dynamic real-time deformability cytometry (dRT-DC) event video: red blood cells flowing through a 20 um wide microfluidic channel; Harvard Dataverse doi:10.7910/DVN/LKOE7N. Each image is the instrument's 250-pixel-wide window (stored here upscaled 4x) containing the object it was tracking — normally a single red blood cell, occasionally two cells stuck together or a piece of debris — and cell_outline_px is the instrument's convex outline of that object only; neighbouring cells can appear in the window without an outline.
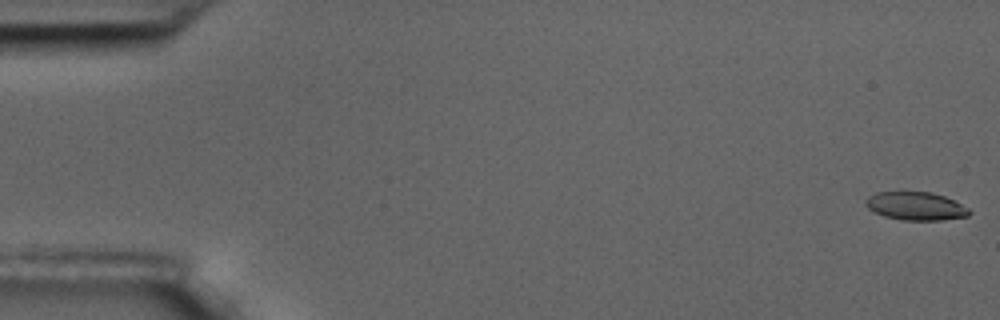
{"species": "common noctule bat (a hibernating species)", "species_latin": "Nyctalus noctula", "temperature_condition": "room temperature", "stored_images_in_passage": 59, "camera_frame_rate_fps": 3000, "um_per_image_px": 0.085, "animal": {"sex": "male", "body_mass_g": 17.5, "forearm_length_mm": 52.3}, "frame": {"image": 1, "passage_image": 1, "time_ms": 0.0, "image_size_px": [1000, 320], "cell_outline_px": [[972, 212], [968, 216], [944, 220], [900, 220], [884, 216], [868, 208], [864, 204], [864, 200], [868, 196], [876, 192], [932, 192], [944, 196], [968, 208]], "centroid_in_image_um": [77.82, 17.52], "position_along_channel_um": 7.2, "area_um2": 17.05}}
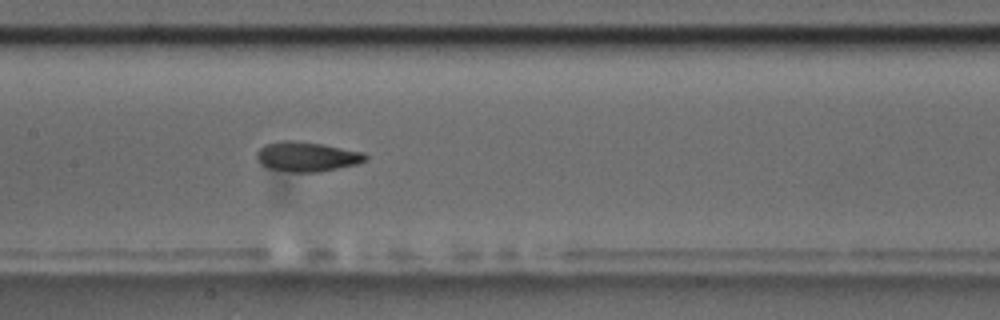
{"frame": {"image": 2, "passage_image": 29, "time_ms": 9.333, "image_size_px": [1000, 320], "cell_outline_px": [[368, 156], [364, 160], [356, 164], [316, 172], [292, 172], [268, 168], [260, 164], [256, 160], [256, 152], [264, 144], [280, 140], [296, 140], [324, 144], [364, 152]], "centroid_in_image_um": [26.02, 13.29], "position_along_channel_um": 181.4, "area_um2": 18.96}}
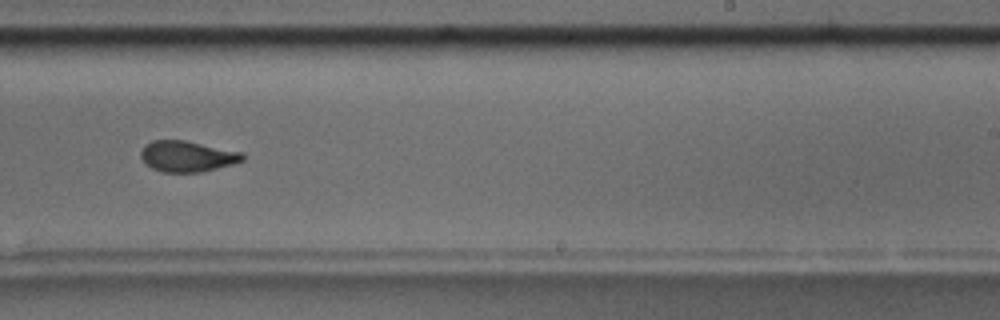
{"frame": {"image": 3, "passage_image": 37, "time_ms": 12.0, "image_size_px": [1000, 320], "cell_outline_px": [[244, 160], [232, 164], [200, 172], [164, 172], [152, 168], [144, 164], [140, 156], [140, 152], [144, 144], [152, 140], [184, 140], [240, 152], [244, 156]], "centroid_in_image_um": [15.84, 13.28], "position_along_channel_um": 273.2, "area_um2": 18.21}, "authors_computed_cell_mechanics": {"area_um2": 18.5538, "velocity_mm_per_s": 3.4522, "shape_relaxation_time_tau1_ms": 5.9413, "shape_relaxation_time_tau2_ms": 1.9729, "deformation_change_tau1": 0.1867, "deformation_change_tau2": 0.0854}}